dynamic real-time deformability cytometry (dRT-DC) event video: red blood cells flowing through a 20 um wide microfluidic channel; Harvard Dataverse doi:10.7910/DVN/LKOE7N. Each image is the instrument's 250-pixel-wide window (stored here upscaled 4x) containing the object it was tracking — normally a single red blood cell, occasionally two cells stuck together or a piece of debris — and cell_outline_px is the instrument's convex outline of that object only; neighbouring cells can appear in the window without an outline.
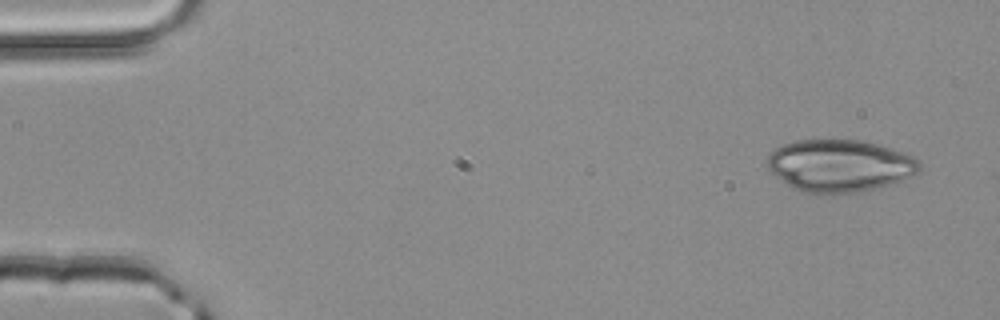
{"species": "common noctule bat (a hibernating species)", "species_latin": "Nyctalus noctula", "temperature_condition": "room temperature", "stored_images_in_passage": 3, "camera_frame_rate_fps": 3000, "um_per_image_px": 0.085, "animal": {"sex": "male", "body_mass_g": 20.4}, "frame": {"image": 1, "passage_image": 1, "time_ms": 0.0, "image_size_px": [1000, 320], "cell_outline_px": [[924, 164], [920, 172], [904, 180], [856, 192], [828, 196], [800, 192], [792, 188], [768, 172], [764, 160], [776, 148], [784, 144], [796, 140], [864, 140], [880, 144], [904, 152], [920, 160]], "centroid_in_image_um": [71.36, 14.1], "position_along_channel_um": 13.6, "area_um2": 47.51}}